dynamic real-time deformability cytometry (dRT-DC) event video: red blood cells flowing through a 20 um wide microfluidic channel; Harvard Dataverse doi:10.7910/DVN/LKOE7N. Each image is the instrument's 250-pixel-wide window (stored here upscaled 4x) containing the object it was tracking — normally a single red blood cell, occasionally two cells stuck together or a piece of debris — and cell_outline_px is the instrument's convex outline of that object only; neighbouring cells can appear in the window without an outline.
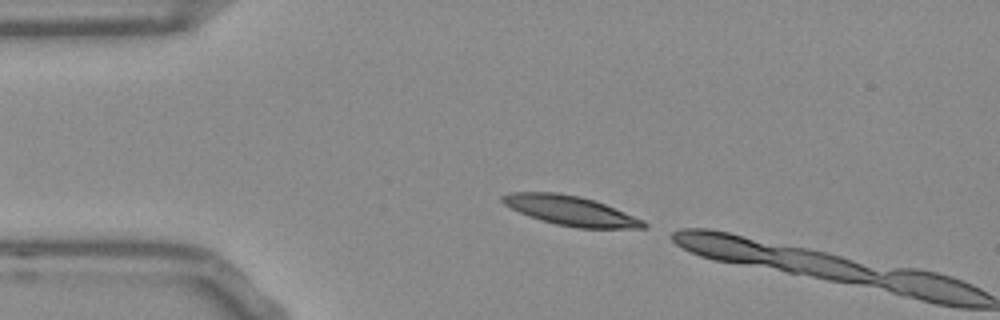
{"species": "Egyptian fruit bat (a non-hibernating species)", "species_latin": "Rousettus aegyptiacus", "temperature_condition": "room temperature", "stored_images_in_passage": 3, "camera_frame_rate_fps": 3000, "um_per_image_px": 0.085, "frame": {"image": 1, "passage_image": 1, "time_ms": 0.0, "image_size_px": [1000, 320], "cell_outline_px": [[648, 228], [576, 228], [556, 224], [540, 220], [528, 216], [504, 204], [500, 200], [500, 196], [512, 192], [560, 192], [580, 196], [604, 204], [644, 220], [648, 224]], "centroid_in_image_um": [48.49, 17.9], "position_along_channel_um": 36.5, "area_um2": 24.28}}